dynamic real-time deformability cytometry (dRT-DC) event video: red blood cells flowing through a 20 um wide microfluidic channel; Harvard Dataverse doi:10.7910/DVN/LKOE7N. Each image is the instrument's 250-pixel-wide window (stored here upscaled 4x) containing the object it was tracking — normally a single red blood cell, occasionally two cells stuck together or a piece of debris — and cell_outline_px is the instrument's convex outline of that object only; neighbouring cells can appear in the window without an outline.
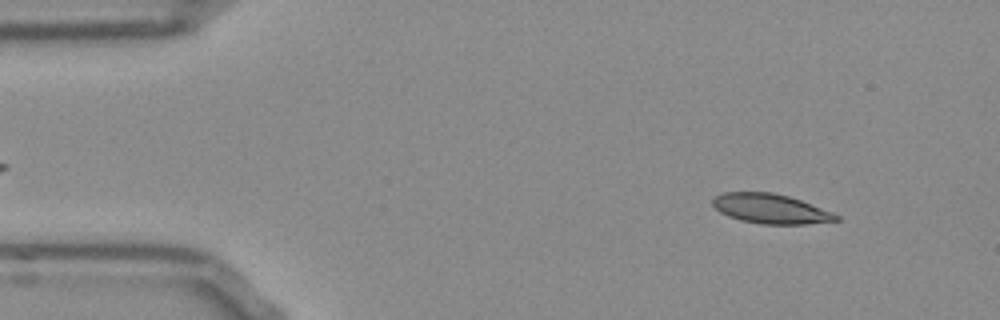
{"species": "Egyptian fruit bat (a non-hibernating species)", "species_latin": "Rousettus aegyptiacus", "temperature_condition": "room temperature", "stored_images_in_passage": 51, "camera_frame_rate_fps": 3000, "um_per_image_px": 0.085, "frame": {"image": 1, "passage_image": 5, "time_ms": 1.333, "image_size_px": [1000, 320], "cell_outline_px": [[840, 220], [808, 224], [760, 224], [740, 220], [728, 216], [720, 212], [712, 204], [712, 200], [716, 196], [724, 192], [772, 192], [788, 196], [800, 200], [832, 212], [840, 216]], "centroid_in_image_um": [65.5, 17.75], "position_along_channel_um": 19.5, "area_um2": 21.27}}
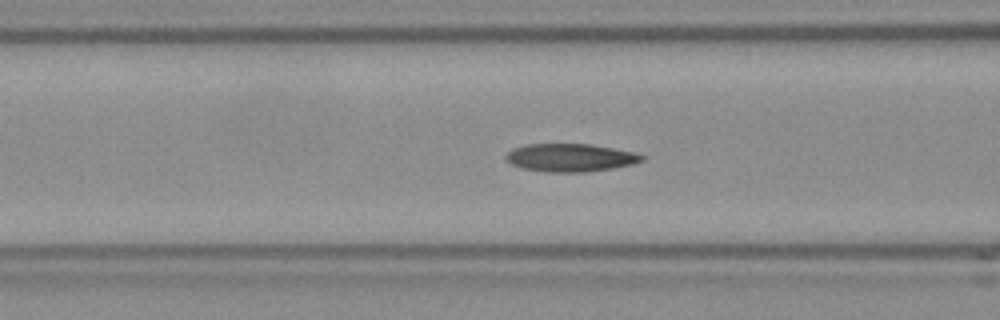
{"frame": {"image": 2, "passage_image": 19, "time_ms": 6.0, "image_size_px": [1000, 320], "cell_outline_px": [[644, 160], [632, 164], [612, 168], [584, 172], [548, 172], [524, 168], [512, 164], [504, 156], [512, 148], [528, 144], [592, 144], [636, 152], [644, 156]], "centroid_in_image_um": [48.5, 13.39], "position_along_channel_um": 118.1, "area_um2": 22.08}}
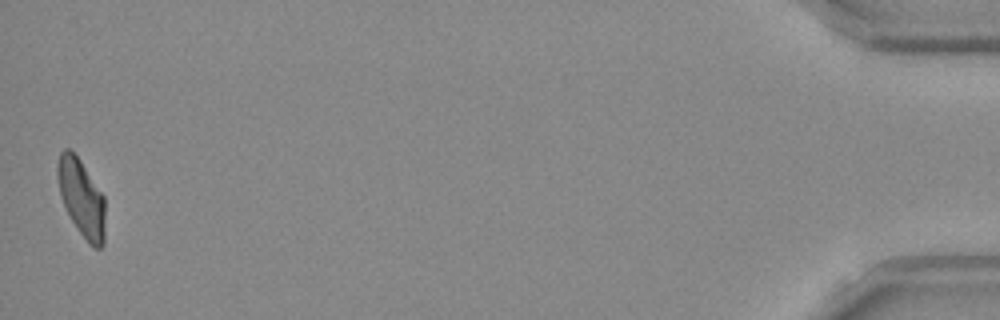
{"frame": {"image": 3, "passage_image": 51, "time_ms": 16.667, "image_size_px": [1000, 320], "cell_outline_px": [[104, 244], [100, 248], [92, 248], [88, 244], [72, 220], [60, 196], [56, 176], [56, 164], [60, 152], [64, 148], [68, 148], [80, 160], [104, 196]], "centroid_in_image_um": [6.91, 16.81], "position_along_channel_um": 428.3, "area_um2": 21.39}, "authors_computed_cell_mechanics": {"area_um2": 21.7328, "velocity_mm_per_s": 3.8319, "shape_relaxation_time_tau1_ms": 3.8048, "shape_relaxation_time_tau2_ms": 2.0533, "deformation_change_tau1": 0.1621, "deformation_change_tau2": 0.0984}}